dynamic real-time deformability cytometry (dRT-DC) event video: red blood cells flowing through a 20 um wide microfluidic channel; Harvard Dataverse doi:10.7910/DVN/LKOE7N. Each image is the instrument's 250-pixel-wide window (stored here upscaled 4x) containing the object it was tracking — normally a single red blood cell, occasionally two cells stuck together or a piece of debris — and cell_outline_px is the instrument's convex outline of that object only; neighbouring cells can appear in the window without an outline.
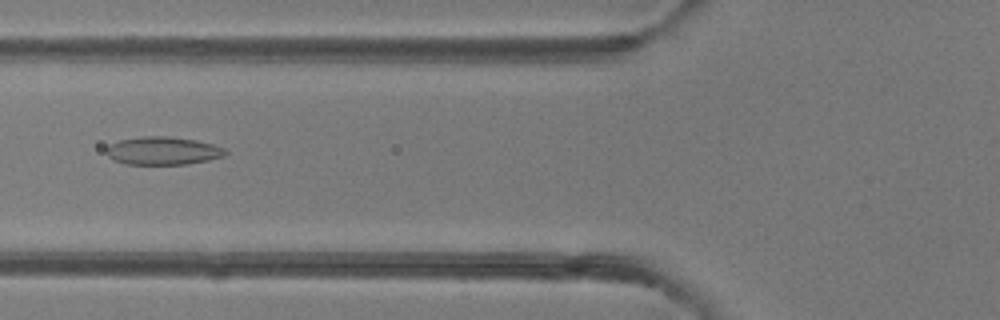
{"species": "common noctule bat (a hibernating species)", "species_latin": "Nyctalus noctula", "temperature_condition": "room temperature", "stored_images_in_passage": 34, "camera_frame_rate_fps": 3000, "um_per_image_px": 0.085, "animal": {"sex": "female"}, "frame": {"image": 1, "passage_image": 5, "time_ms": 1.333, "image_size_px": [1000, 320], "cell_outline_px": [[228, 152], [224, 156], [208, 160], [188, 164], [124, 164], [108, 156], [104, 152], [108, 144], [120, 140], [140, 136], [172, 136], [196, 140], [212, 144], [224, 148]], "centroid_in_image_um": [13.82, 12.81], "position_along_channel_um": 112.0, "area_um2": 19.59}}
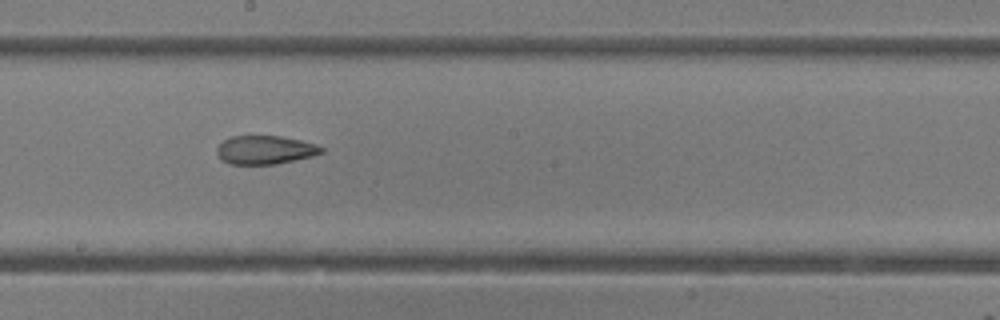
{"frame": {"image": 2, "passage_image": 13, "time_ms": 4.0, "image_size_px": [1000, 320], "cell_outline_px": [[324, 152], [312, 156], [276, 164], [228, 164], [220, 160], [216, 152], [216, 148], [224, 140], [232, 136], [280, 136], [300, 140], [316, 144], [324, 148]], "centroid_in_image_um": [22.51, 12.75], "position_along_channel_um": 225.7, "area_um2": 17.46}}
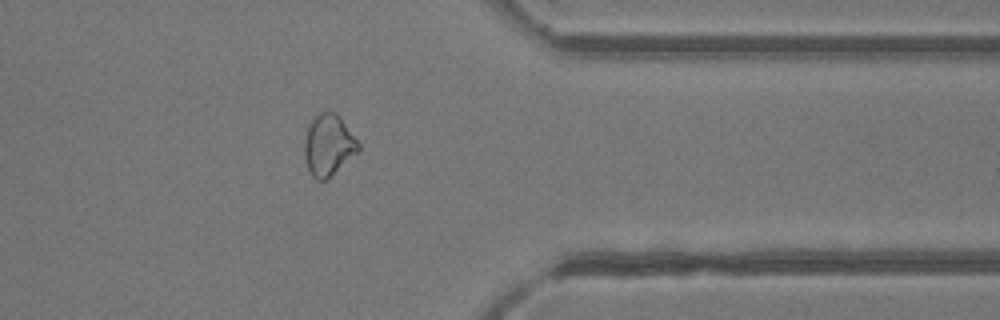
{"frame": {"image": 3, "passage_image": 25, "time_ms": 8.0, "image_size_px": [1000, 320], "cell_outline_px": [[360, 152], [324, 180], [316, 180], [312, 176], [308, 168], [304, 156], [304, 140], [308, 128], [312, 120], [320, 112], [336, 112], [340, 116], [360, 144]], "centroid_in_image_um": [27.94, 12.33], "position_along_channel_um": 383.5, "area_um2": 19.19}, "authors_computed_cell_mechanics": {"area_um2": 18.9006, "velocity_mm_per_s": 4.2511, "shape_relaxation_time_tau1_ms": null, "shape_relaxation_time_tau2_ms": 1.5626, "deformation_change_tau1": null, "deformation_change_tau2": 0.0835}}